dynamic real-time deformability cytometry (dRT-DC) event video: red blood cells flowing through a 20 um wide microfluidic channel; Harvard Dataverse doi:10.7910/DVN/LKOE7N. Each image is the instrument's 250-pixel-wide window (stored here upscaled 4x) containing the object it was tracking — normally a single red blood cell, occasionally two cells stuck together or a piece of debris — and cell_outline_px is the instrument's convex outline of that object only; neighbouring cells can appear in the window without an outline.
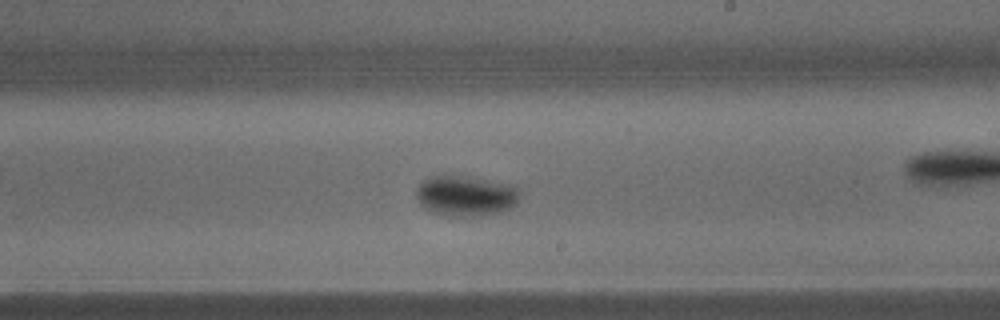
{"species": "common noctule bat (a hibernating species)", "species_latin": "Nyctalus noctula", "temperature_condition": "warm", "stored_images_in_passage": 35, "camera_frame_rate_fps": 3000, "um_per_image_px": 0.085, "animal": {"sex": "male", "body_mass_g": 15.6}, "frame": {"image": 1, "passage_image": 20, "time_ms": 6.333, "image_size_px": [1000, 320], "cell_outline_px": [[516, 200], [508, 208], [496, 212], [480, 216], [448, 216], [432, 212], [424, 208], [420, 204], [416, 196], [416, 188], [428, 176], [448, 176], [480, 180], [516, 188]], "centroid_in_image_um": [39.42, 16.69], "position_along_channel_um": 249.6, "area_um2": 23.06}}